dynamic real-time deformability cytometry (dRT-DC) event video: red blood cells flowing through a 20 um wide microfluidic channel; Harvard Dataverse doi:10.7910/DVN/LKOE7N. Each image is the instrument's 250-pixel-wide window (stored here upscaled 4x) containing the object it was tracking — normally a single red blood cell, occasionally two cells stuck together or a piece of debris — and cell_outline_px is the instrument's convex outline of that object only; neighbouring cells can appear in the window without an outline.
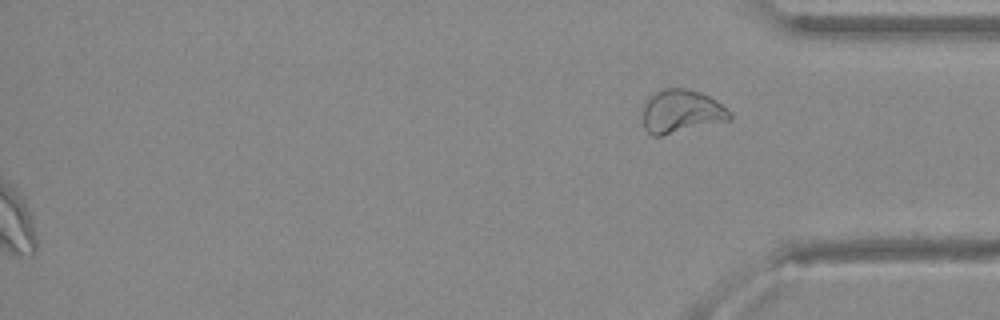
{"species": "Egyptian fruit bat (a non-hibernating species)", "species_latin": "Rousettus aegyptiacus", "temperature_condition": "warm", "stored_images_in_passage": 42, "segment_of_instrument_passage": [2, 2], "camera_frame_rate_fps": 3000, "um_per_image_px": 0.085, "animal": {"sex": "female"}, "frame": {"image": 1, "passage_image": 42, "time_ms": 13.667, "image_size_px": [1000, 320], "cell_outline_px": [[732, 116], [728, 120], [660, 136], [652, 136], [644, 128], [644, 104], [648, 96], [664, 88], [684, 88], [700, 92], [716, 100], [732, 112]], "centroid_in_image_um": [57.9, 9.46], "position_along_channel_um": 377.3, "area_um2": 21.79}}